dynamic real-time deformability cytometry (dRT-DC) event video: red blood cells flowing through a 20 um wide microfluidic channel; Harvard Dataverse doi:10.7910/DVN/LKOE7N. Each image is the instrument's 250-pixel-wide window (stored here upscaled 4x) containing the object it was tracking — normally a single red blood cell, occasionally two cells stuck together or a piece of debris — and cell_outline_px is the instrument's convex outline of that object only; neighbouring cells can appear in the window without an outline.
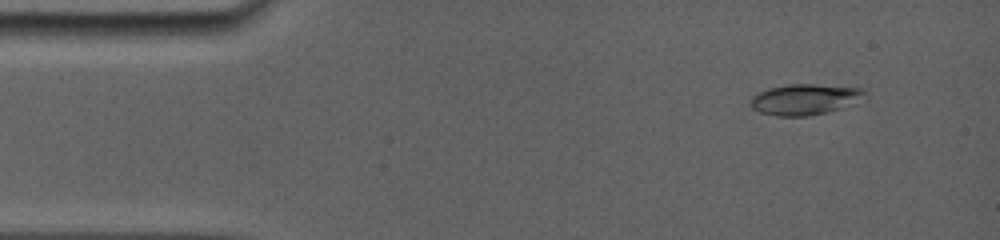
{"species": "common noctule bat (a hibernating species)", "species_latin": "Nyctalus noctula", "temperature_condition": "room temperature", "stored_images_in_passage": 94, "camera_frame_rate_fps": 5000, "um_per_image_px": 0.085, "animal": {"sex": "female", "body_mass_g": 19.0, "forearm_length_mm": 56.7}, "frame": {"image": 1, "passage_image": 8, "time_ms": 1.2, "image_size_px": [1000, 240], "cell_outline_px": [[868, 88], [864, 92], [836, 108], [828, 112], [808, 116], [776, 116], [760, 112], [752, 108], [752, 96], [756, 92], [768, 88], [788, 84], [812, 84]], "centroid_in_image_um": [68.24, 8.43], "position_along_channel_um": 16.8, "area_um2": 19.71}}
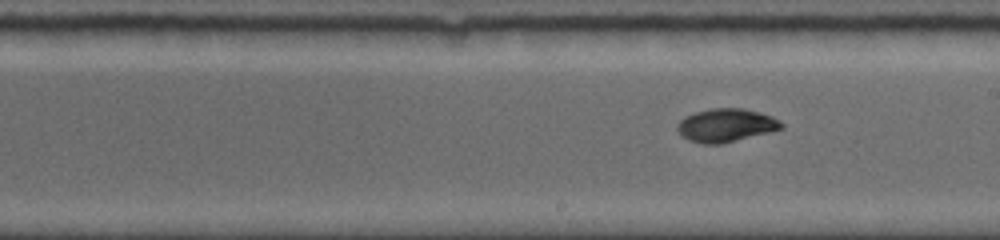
{"frame": {"image": 2, "passage_image": 52, "time_ms": 8.8, "image_size_px": [1000, 240], "cell_outline_px": [[784, 128], [720, 144], [704, 144], [688, 140], [680, 136], [676, 128], [676, 124], [684, 116], [696, 112], [712, 108], [744, 108], [772, 116], [780, 120], [784, 124]], "centroid_in_image_um": [61.67, 10.64], "position_along_channel_um": 227.3, "area_um2": 20.23}}
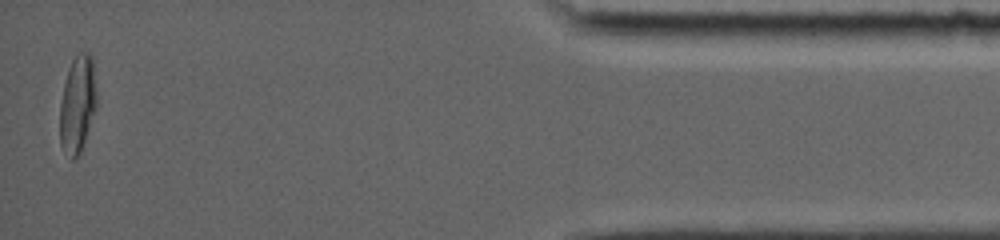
{"frame": {"image": 3, "passage_image": 92, "time_ms": 15.6, "image_size_px": [1000, 240], "cell_outline_px": [[96, 108], [80, 152], [72, 160], [60, 144], [60, 104], [64, 84], [68, 68], [72, 60], [80, 52], [88, 52], [92, 56], [96, 92]], "centroid_in_image_um": [6.58, 8.82], "position_along_channel_um": 428.6, "area_um2": 20.52}, "authors_computed_cell_mechanics": {"area_um2": 19.5942, "velocity_mm_per_s": 3.8724, "shape_relaxation_time_tau1_ms": 5.3935, "shape_relaxation_time_tau2_ms": 2.5486, "deformation_change_tau1": 0.2154, "deformation_change_tau2": 0.0435}}